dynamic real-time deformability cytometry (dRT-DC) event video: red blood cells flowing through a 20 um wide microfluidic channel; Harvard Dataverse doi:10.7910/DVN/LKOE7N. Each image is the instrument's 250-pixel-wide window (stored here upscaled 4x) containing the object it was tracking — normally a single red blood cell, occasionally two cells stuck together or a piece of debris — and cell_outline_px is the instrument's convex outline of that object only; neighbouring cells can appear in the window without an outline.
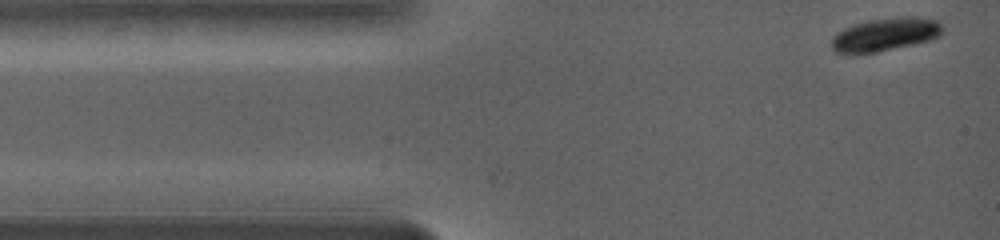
{"species": "common noctule bat (a hibernating species)", "species_latin": "Nyctalus noctula", "temperature_condition": "warm", "stored_images_in_passage": 24, "camera_frame_rate_fps": 5000, "um_per_image_px": 0.085, "animal": {"sex": "female", "body_mass_g": 19.0, "forearm_length_mm": 56.7}, "frame": {"image": 1, "passage_image": 1, "time_ms": 0.0, "image_size_px": [1000, 240], "cell_outline_px": [[944, 32], [940, 36], [928, 40], [872, 52], [836, 52], [832, 48], [832, 40], [840, 32], [856, 24], [872, 20], [908, 16], [916, 16], [936, 20], [944, 28]], "centroid_in_image_um": [75.34, 2.9], "position_along_channel_um": 9.7, "area_um2": 20.4}}
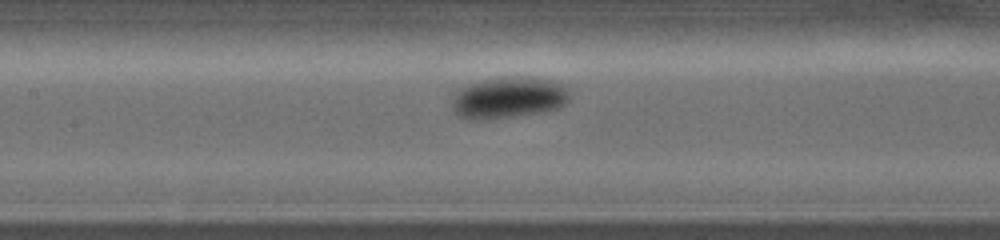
{"frame": {"image": 2, "passage_image": 14, "time_ms": 6.0, "image_size_px": [1000, 240], "cell_outline_px": [[568, 100], [552, 108], [488, 116], [468, 116], [460, 112], [456, 108], [456, 88], [480, 80], [504, 76], [528, 76], [548, 80], [560, 84], [568, 88]], "centroid_in_image_um": [43.27, 8.14], "position_along_channel_um": 164.1, "area_um2": 25.72}}
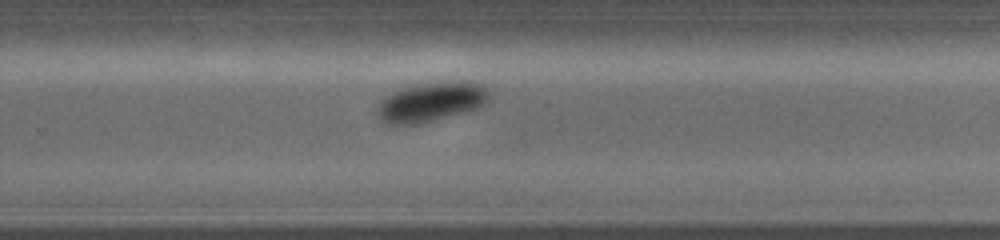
{"frame": {"image": 3, "passage_image": 24, "time_ms": 9.6, "image_size_px": [1000, 240], "cell_outline_px": [[488, 96], [480, 104], [472, 108], [424, 120], [400, 124], [388, 120], [380, 112], [380, 104], [388, 96], [404, 88], [428, 84], [460, 80], [464, 80], [480, 84], [488, 92]], "centroid_in_image_um": [36.72, 8.58], "position_along_channel_um": 293.1, "area_um2": 22.72}}